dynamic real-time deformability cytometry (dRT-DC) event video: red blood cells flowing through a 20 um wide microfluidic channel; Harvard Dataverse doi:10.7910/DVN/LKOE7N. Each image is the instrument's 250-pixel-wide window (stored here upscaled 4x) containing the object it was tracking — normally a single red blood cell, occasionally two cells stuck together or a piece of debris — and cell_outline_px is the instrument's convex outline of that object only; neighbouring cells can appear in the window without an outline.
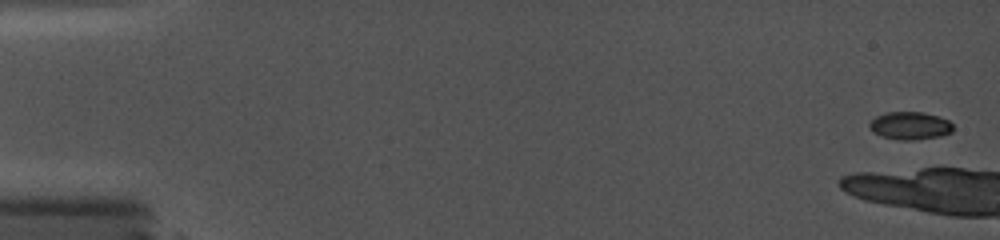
{"species": "common noctule bat (a hibernating species)", "species_latin": "Nyctalus noctula", "temperature_condition": "cold", "stored_images_in_passage": 5, "camera_frame_rate_fps": 5000, "um_per_image_px": 0.085, "animal": {"sex": "female", "body_mass_g": 19.0, "forearm_length_mm": 56.7}, "frame": {"image": 1, "passage_image": 1, "time_ms": 0.0, "image_size_px": [1000, 240], "cell_outline_px": [[952, 132], [940, 136], [912, 140], [900, 140], [884, 136], [872, 132], [868, 124], [876, 116], [884, 112], [924, 112], [948, 120], [952, 124]], "centroid_in_image_um": [77.33, 10.67], "position_along_channel_um": 7.7, "area_um2": 13.41}}